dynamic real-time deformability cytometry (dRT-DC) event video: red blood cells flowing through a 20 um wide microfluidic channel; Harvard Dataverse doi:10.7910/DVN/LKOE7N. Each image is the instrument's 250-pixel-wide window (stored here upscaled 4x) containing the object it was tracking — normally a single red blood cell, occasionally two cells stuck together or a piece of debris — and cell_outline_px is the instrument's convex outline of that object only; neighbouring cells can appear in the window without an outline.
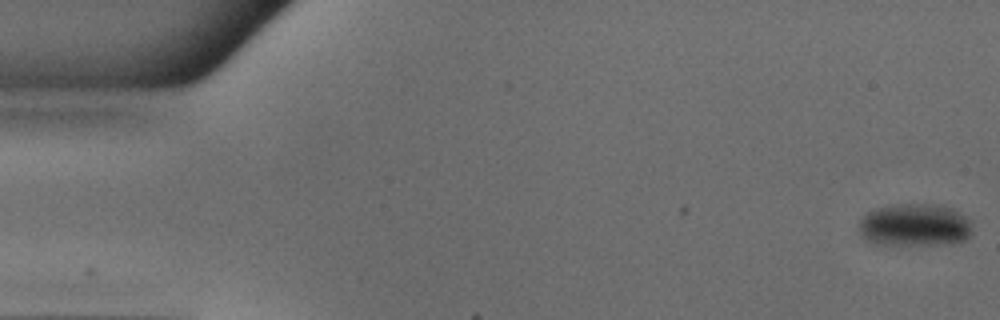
{"species": "common noctule bat (a hibernating species)", "species_latin": "Nyctalus noctula", "temperature_condition": "warm", "stored_images_in_passage": 50, "camera_frame_rate_fps": 3000, "um_per_image_px": 0.085, "animal": {"sex": "male", "body_mass_g": 18.8}, "frame": {"image": 1, "passage_image": 1, "time_ms": 0.0, "image_size_px": [1000, 320], "cell_outline_px": [[972, 220], [968, 236], [964, 240], [944, 244], [876, 244], [868, 240], [860, 232], [860, 220], [868, 212], [880, 208], [908, 204], [924, 204], [952, 208]], "centroid_in_image_um": [77.78, 19.14], "position_along_channel_um": 7.2, "area_um2": 27.4}}
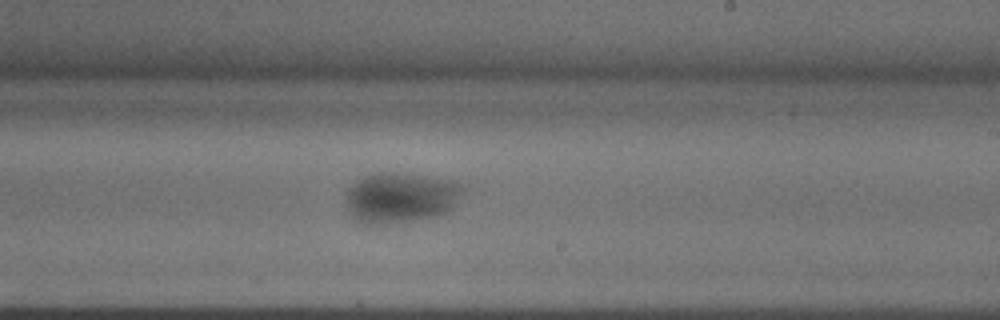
{"frame": {"image": 2, "passage_image": 30, "time_ms": 9.667, "image_size_px": [1000, 320], "cell_outline_px": [[464, 188], [448, 212], [436, 216], [412, 220], [384, 224], [360, 224], [352, 216], [348, 208], [348, 188], [364, 176], [380, 172], [396, 172], [444, 180], [460, 184]], "centroid_in_image_um": [34.0, 16.81], "position_along_channel_um": 255.0, "area_um2": 33.58}}
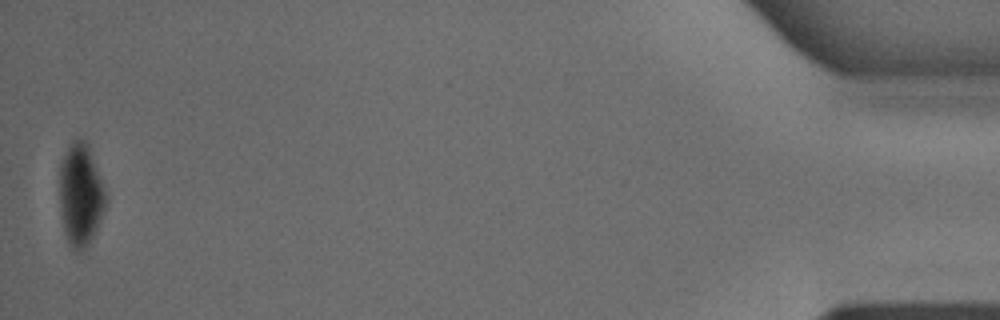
{"frame": {"image": 3, "passage_image": 50, "time_ms": 16.333, "image_size_px": [1000, 320], "cell_outline_px": [[108, 196], [96, 232], [88, 244], [80, 252], [76, 252], [68, 244], [64, 232], [60, 216], [60, 164], [72, 140], [76, 136], [84, 140], [88, 144]], "centroid_in_image_um": [6.85, 16.57], "position_along_channel_um": 428.4, "area_um2": 27.8}}